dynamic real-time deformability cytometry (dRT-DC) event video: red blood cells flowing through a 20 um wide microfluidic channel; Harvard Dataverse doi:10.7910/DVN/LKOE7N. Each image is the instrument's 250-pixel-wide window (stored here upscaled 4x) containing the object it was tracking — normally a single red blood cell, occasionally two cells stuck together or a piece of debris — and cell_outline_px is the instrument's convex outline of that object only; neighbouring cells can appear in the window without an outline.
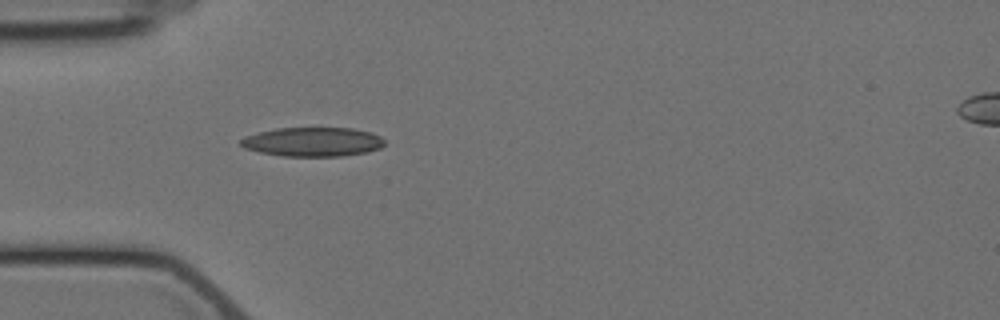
{"species": "Egyptian fruit bat (a non-hibernating species)", "species_latin": "Rousettus aegyptiacus", "temperature_condition": "cold", "stored_images_in_passage": 5, "camera_frame_rate_fps": 3000, "um_per_image_px": 0.085, "animal": {"sex": "female"}, "frame": {"image": 1, "passage_image": 5, "time_ms": 4.667, "image_size_px": [1000, 320], "cell_outline_px": [[384, 144], [380, 148], [368, 152], [340, 156], [284, 156], [260, 152], [244, 148], [240, 144], [240, 140], [244, 136], [276, 128], [352, 128], [372, 132], [380, 136], [384, 140]], "centroid_in_image_um": [26.59, 12.05], "position_along_channel_um": 58.4, "area_um2": 24.45}}